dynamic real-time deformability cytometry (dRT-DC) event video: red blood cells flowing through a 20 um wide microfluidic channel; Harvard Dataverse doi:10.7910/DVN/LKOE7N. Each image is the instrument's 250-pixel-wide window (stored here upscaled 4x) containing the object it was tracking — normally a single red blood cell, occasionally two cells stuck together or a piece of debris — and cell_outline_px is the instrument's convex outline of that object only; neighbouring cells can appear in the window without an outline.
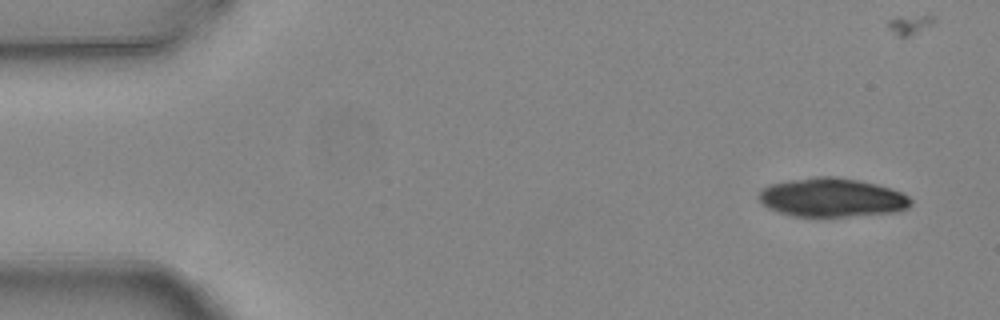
{"species": "common noctule bat (a hibernating species)", "species_latin": "Nyctalus noctula", "temperature_condition": "warm", "stored_images_in_passage": 8, "camera_frame_rate_fps": 3000, "um_per_image_px": 0.085, "animal": {"sex": "female", "body_mass_g": 24.6, "forearm_length_mm": 56.2}, "frame": {"image": 1, "passage_image": 1, "time_ms": 0.0, "image_size_px": [1000, 320], "cell_outline_px": [[912, 204], [908, 208], [900, 212], [848, 216], [792, 216], [768, 208], [756, 196], [760, 188], [768, 184], [788, 180], [816, 176], [836, 176], [860, 180], [876, 184], [900, 192], [908, 196], [912, 200]], "centroid_in_image_um": [70.69, 16.78], "position_along_channel_um": 14.3, "area_um2": 34.68}}
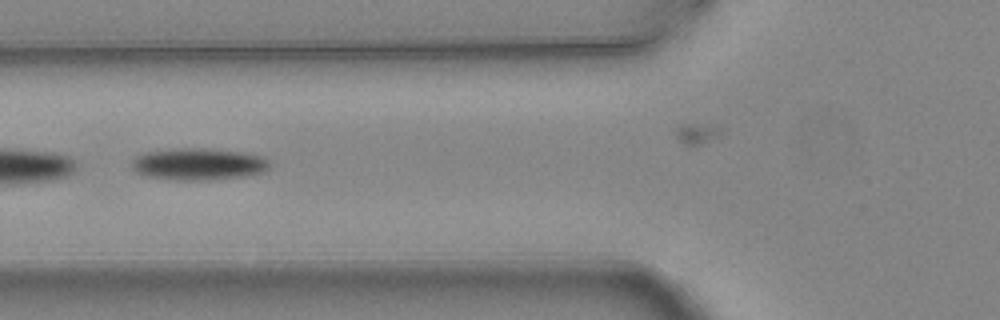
{"frame": {"image": 2, "passage_image": 5, "time_ms": 1.333, "image_size_px": [1000, 320], "cell_outline_px": [[268, 168], [264, 172], [248, 176], [216, 180], [180, 180], [148, 176], [136, 172], [132, 168], [132, 160], [136, 156], [148, 152], [176, 148], [204, 148], [244, 152], [264, 156], [268, 160]], "centroid_in_image_um": [16.92, 13.95], "position_along_channel_um": 108.9, "area_um2": 25.78}}
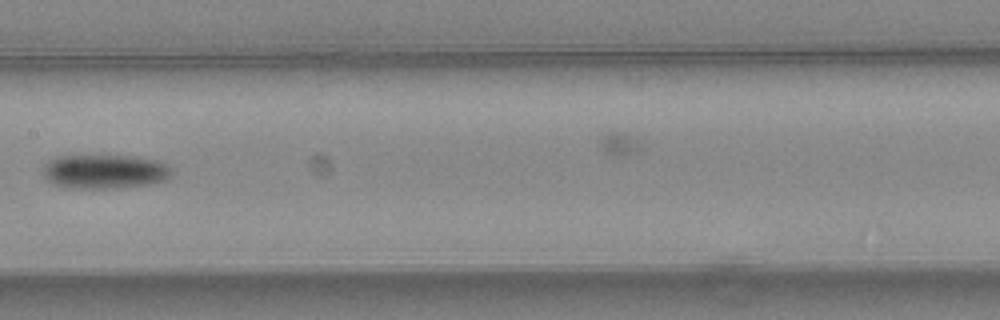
{"frame": {"image": 3, "passage_image": 7, "time_ms": 2.0, "image_size_px": [1000, 320], "cell_outline_px": [[172, 172], [164, 180], [152, 184], [116, 188], [68, 188], [52, 184], [44, 176], [44, 164], [48, 160], [56, 156], [136, 156], [160, 160], [168, 164], [172, 168]], "centroid_in_image_um": [8.92, 14.58], "position_along_channel_um": 198.5, "area_um2": 25.89}}